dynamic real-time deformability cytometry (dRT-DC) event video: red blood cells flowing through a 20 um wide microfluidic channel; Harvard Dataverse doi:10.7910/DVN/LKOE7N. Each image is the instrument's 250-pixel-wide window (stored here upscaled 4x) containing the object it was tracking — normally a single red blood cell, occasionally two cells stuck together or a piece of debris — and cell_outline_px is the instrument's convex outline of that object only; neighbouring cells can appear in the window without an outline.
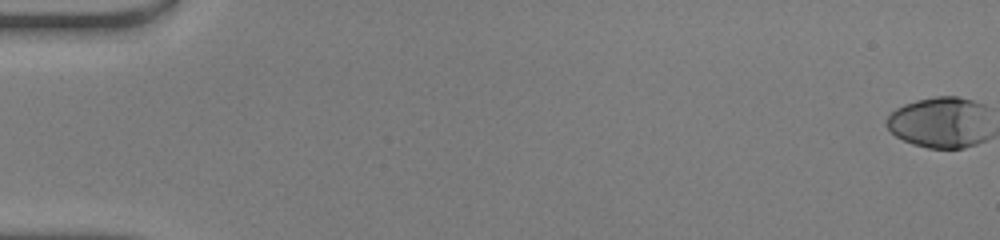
{"species": "human", "species_latin": "Homo sapiens", "temperature_condition": "warm", "stored_images_in_passage": 6, "camera_frame_rate_fps": 3000, "um_per_image_px": 0.085, "donor": {"sex": "male"}, "frame": {"image": 1, "passage_image": 1, "time_ms": 0.0, "image_size_px": [1000, 240], "cell_outline_px": [[980, 140], [972, 144], [960, 148], [932, 148], [916, 144], [904, 140], [896, 136], [888, 128], [888, 116], [892, 112], [908, 104], [920, 100], [940, 96], [956, 96], [968, 100], [976, 104]], "centroid_in_image_um": [79.65, 10.42], "position_along_channel_um": 5.3, "area_um2": 27.8}}